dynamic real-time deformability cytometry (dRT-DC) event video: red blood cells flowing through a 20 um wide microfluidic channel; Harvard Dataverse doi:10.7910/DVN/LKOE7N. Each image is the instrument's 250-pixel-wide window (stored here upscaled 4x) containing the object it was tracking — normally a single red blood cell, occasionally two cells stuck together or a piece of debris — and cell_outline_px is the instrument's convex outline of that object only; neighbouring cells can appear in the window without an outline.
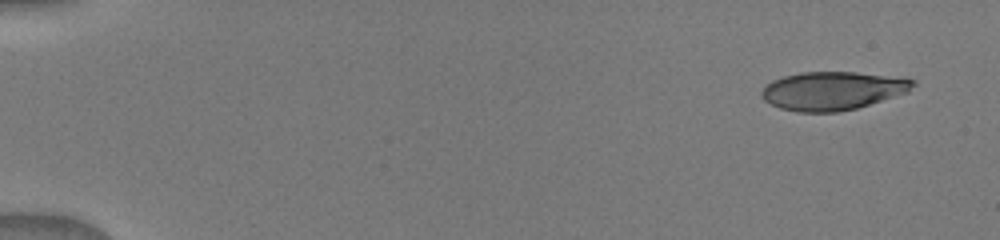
{"species": "human", "species_latin": "Homo sapiens", "temperature_condition": "warm", "stored_images_in_passage": 56, "camera_frame_rate_fps": 3000, "um_per_image_px": 0.085, "donor": {"sex": "male"}, "frame": {"image": 1, "passage_image": 1, "time_ms": 0.0, "image_size_px": [1000, 240], "cell_outline_px": [[916, 84], [908, 92], [856, 108], [836, 112], [796, 112], [780, 108], [764, 100], [760, 96], [760, 92], [772, 80], [784, 76], [800, 72], [856, 72], [916, 80]], "centroid_in_image_um": [70.74, 7.72], "position_along_channel_um": 14.3, "area_um2": 33.64}}
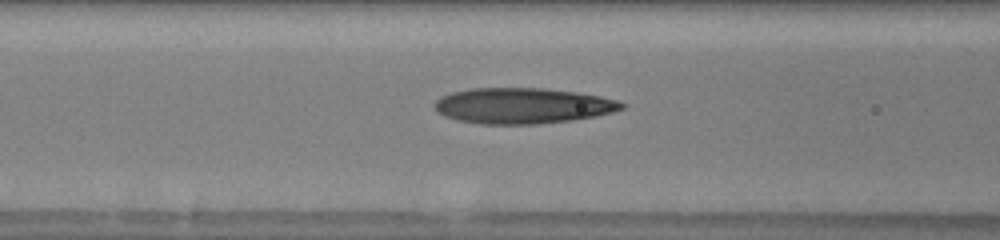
{"frame": {"image": 2, "passage_image": 26, "time_ms": 6.333, "image_size_px": [1000, 240], "cell_outline_px": [[624, 108], [612, 112], [596, 116], [572, 120], [536, 124], [480, 124], [456, 120], [444, 116], [436, 112], [432, 104], [440, 96], [452, 92], [472, 88], [544, 88], [576, 92], [600, 96], [616, 100], [624, 104]], "centroid_in_image_um": [44.36, 8.99], "position_along_channel_um": 122.2, "area_um2": 39.13}}
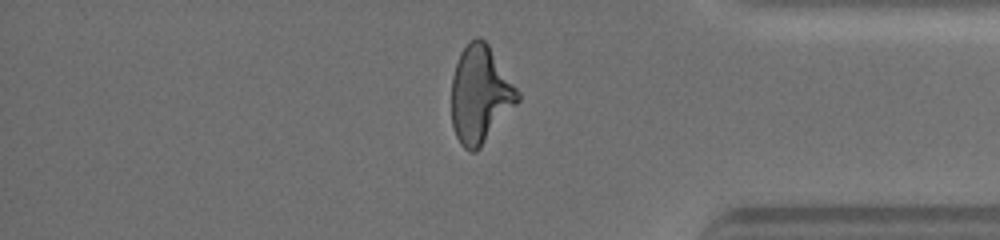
{"frame": {"image": 3, "passage_image": 49, "time_ms": 13.333, "image_size_px": [1000, 240], "cell_outline_px": [[520, 100], [480, 148], [476, 152], [468, 152], [460, 144], [456, 136], [452, 124], [452, 76], [460, 52], [476, 36], [480, 36], [488, 44], [520, 92]], "centroid_in_image_um": [40.82, 8.05], "position_along_channel_um": 394.4, "area_um2": 37.45}}